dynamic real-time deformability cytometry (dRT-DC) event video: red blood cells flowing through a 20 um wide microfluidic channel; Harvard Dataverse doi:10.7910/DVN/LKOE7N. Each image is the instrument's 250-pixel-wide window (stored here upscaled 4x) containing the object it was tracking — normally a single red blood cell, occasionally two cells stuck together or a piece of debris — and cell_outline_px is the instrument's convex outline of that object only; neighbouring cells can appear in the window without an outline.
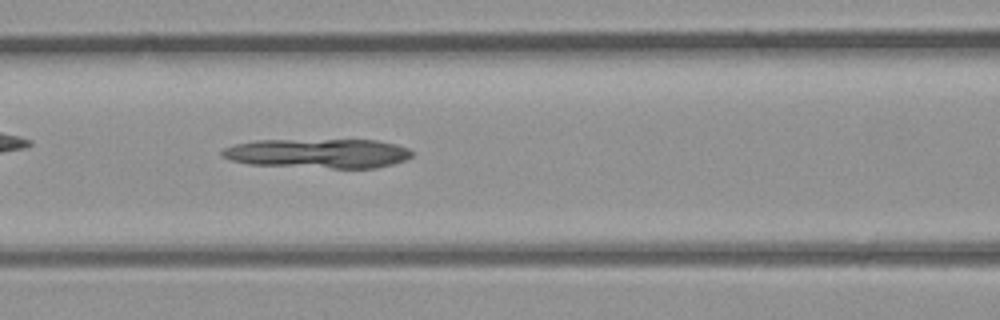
{"species": "common noctule bat (a hibernating species)", "species_latin": "Nyctalus noctula", "temperature_condition": "room temperature", "stored_images_in_passage": 16, "camera_frame_rate_fps": 3000, "um_per_image_px": 0.085, "animal": {"sex": "male", "body_mass_g": 23.1, "forearm_length_mm": 52.7}, "frame": {"image": 1, "passage_image": 16, "time_ms": 5.0, "image_size_px": [1000, 320], "cell_outline_px": [[412, 156], [404, 160], [392, 164], [376, 168], [332, 168], [248, 164], [232, 160], [220, 156], [220, 152], [224, 148], [236, 144], [256, 140], [376, 140], [396, 144], [408, 148], [412, 152]], "centroid_in_image_um": [27.04, 13.04], "position_along_channel_um": 139.6, "area_um2": 32.54}}